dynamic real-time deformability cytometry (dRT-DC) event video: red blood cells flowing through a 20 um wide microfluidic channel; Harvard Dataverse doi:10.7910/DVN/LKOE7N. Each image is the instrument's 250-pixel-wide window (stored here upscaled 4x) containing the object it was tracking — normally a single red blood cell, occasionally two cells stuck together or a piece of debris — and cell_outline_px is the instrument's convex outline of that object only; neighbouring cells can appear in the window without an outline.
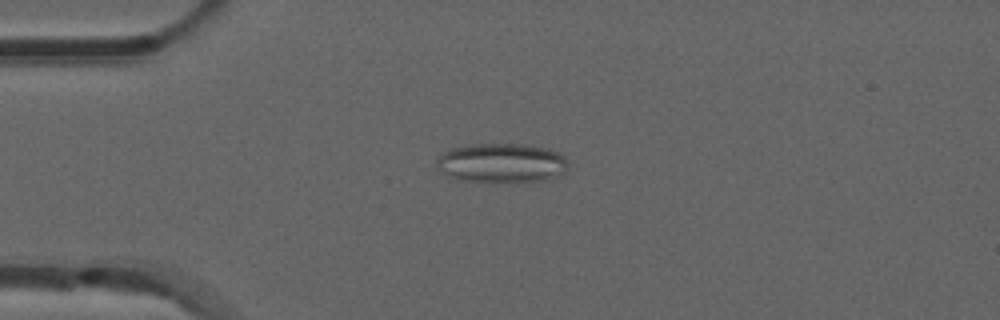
{"species": "common noctule bat (a hibernating species)", "species_latin": "Nyctalus noctula", "temperature_condition": "room temperature", "stored_images_in_passage": 17, "camera_frame_rate_fps": 3000, "um_per_image_px": 0.085, "animal": {"sex": "male", "forearm_length_mm": 52.5}, "frame": {"image": 1, "passage_image": 12, "time_ms": 3.667, "image_size_px": [1000, 320], "cell_outline_px": [[568, 168], [564, 176], [544, 180], [468, 180], [452, 176], [440, 172], [436, 164], [436, 160], [440, 152], [452, 148], [472, 144], [524, 144], [548, 148], [560, 152], [564, 156], [568, 164]], "centroid_in_image_um": [42.69, 13.81], "position_along_channel_um": 42.3, "area_um2": 29.94}}